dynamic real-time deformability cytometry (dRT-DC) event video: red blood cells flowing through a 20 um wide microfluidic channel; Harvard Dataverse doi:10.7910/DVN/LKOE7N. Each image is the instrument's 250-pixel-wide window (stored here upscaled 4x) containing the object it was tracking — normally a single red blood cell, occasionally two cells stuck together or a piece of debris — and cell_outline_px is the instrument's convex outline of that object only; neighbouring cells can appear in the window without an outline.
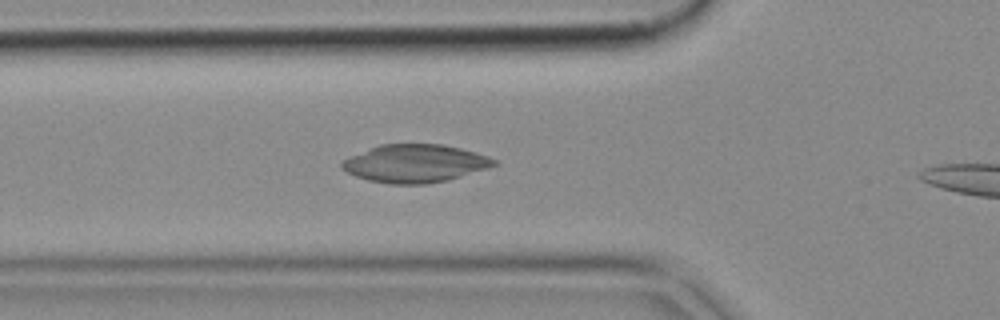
{"species": "common noctule bat (a hibernating species)", "species_latin": "Nyctalus noctula", "temperature_condition": "cold", "stored_images_in_passage": 36, "camera_frame_rate_fps": 3000, "um_per_image_px": 0.085, "animal": {"sex": "female", "body_mass_g": 18.4}, "frame": {"image": 1, "passage_image": 11, "time_ms": 3.333, "image_size_px": [1000, 320], "cell_outline_px": [[496, 164], [448, 180], [428, 184], [388, 184], [368, 180], [356, 176], [340, 168], [340, 164], [348, 156], [380, 144], [444, 144], [460, 148], [488, 156], [496, 160]], "centroid_in_image_um": [35.21, 13.89], "position_along_channel_um": 90.6, "area_um2": 33.47}}
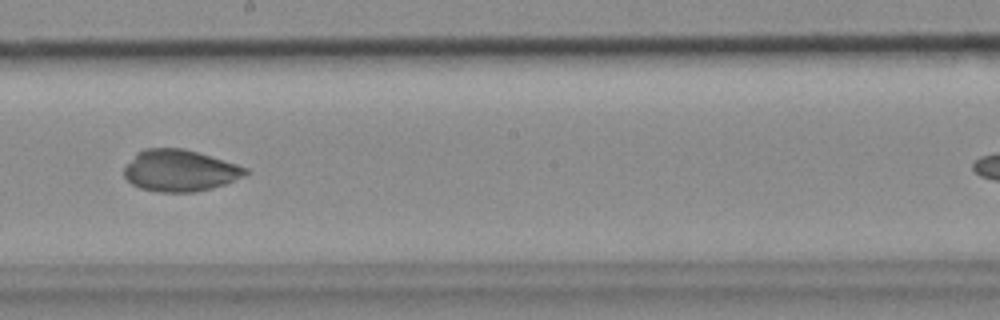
{"frame": {"image": 2, "passage_image": 22, "time_ms": 7.0, "image_size_px": [1000, 320], "cell_outline_px": [[248, 172], [244, 176], [224, 184], [212, 188], [192, 192], [160, 192], [140, 188], [132, 184], [124, 176], [124, 168], [136, 152], [144, 148], [180, 148], [196, 152], [236, 164], [248, 168]], "centroid_in_image_um": [15.25, 14.5], "position_along_channel_um": 232.9, "area_um2": 29.19}}
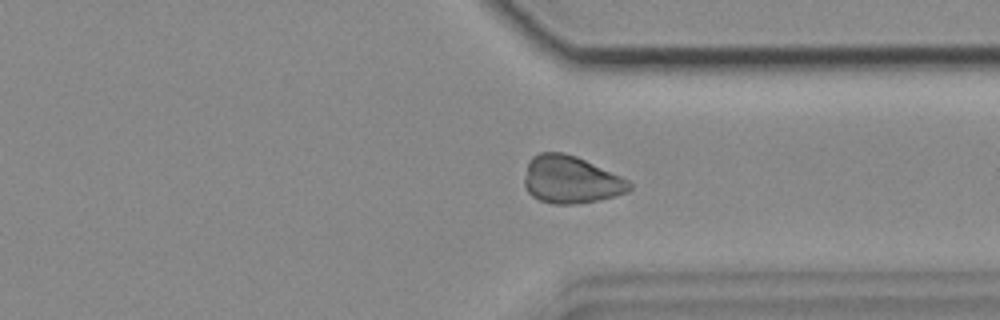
{"frame": {"image": 3, "passage_image": 32, "time_ms": 10.333, "image_size_px": [1000, 320], "cell_outline_px": [[632, 188], [628, 192], [616, 196], [576, 204], [552, 204], [540, 200], [532, 196], [528, 192], [524, 184], [524, 180], [528, 160], [532, 156], [540, 152], [564, 152], [576, 156], [620, 176], [628, 180], [632, 184]], "centroid_in_image_um": [48.5, 15.27], "position_along_channel_um": 362.9, "area_um2": 29.07}}